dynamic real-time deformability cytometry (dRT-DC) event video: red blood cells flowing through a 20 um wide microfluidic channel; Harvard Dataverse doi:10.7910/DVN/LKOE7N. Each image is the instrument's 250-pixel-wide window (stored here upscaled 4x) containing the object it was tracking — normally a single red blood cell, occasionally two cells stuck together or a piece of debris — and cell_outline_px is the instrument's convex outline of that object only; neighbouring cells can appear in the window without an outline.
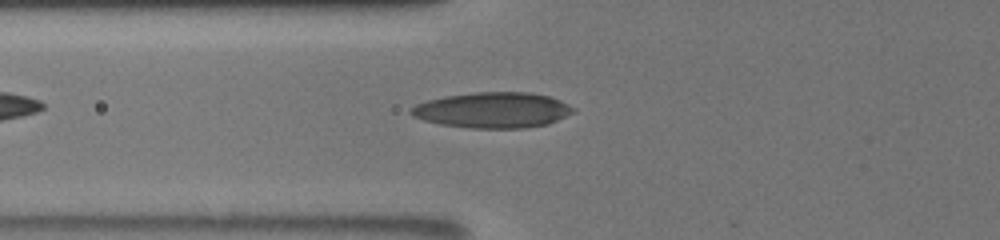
{"species": "human", "species_latin": "Homo sapiens", "temperature_condition": "room temperature", "stored_images_in_passage": 43, "camera_frame_rate_fps": 3000, "um_per_image_px": 0.085, "donor": {"sex": "male"}, "frame": {"image": 1, "passage_image": 9, "time_ms": 2.0, "image_size_px": [1000, 240], "cell_outline_px": [[576, 112], [548, 124], [524, 128], [472, 128], [440, 124], [424, 120], [412, 116], [408, 112], [408, 108], [416, 104], [428, 100], [444, 96], [476, 92], [528, 92], [548, 96], [560, 100], [576, 108]], "centroid_in_image_um": [41.88, 9.36], "position_along_channel_um": 83.9, "area_um2": 33.87}}
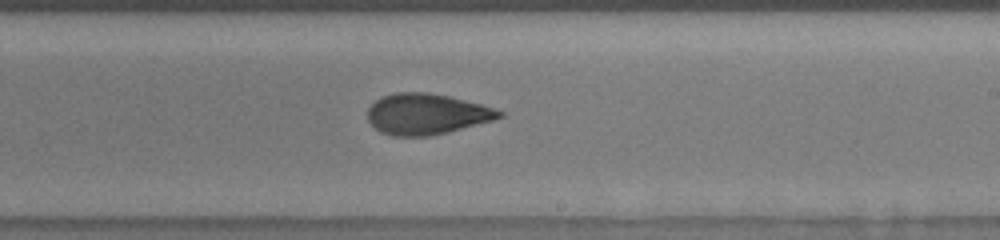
{"frame": {"image": 2, "passage_image": 26, "time_ms": 6.333, "image_size_px": [1000, 240], "cell_outline_px": [[504, 116], [492, 120], [448, 132], [428, 136], [392, 136], [380, 132], [368, 120], [368, 108], [376, 100], [384, 96], [396, 92], [428, 92], [448, 96], [480, 104], [504, 112]], "centroid_in_image_um": [36.24, 9.7], "position_along_channel_um": 252.8, "area_um2": 31.04}}
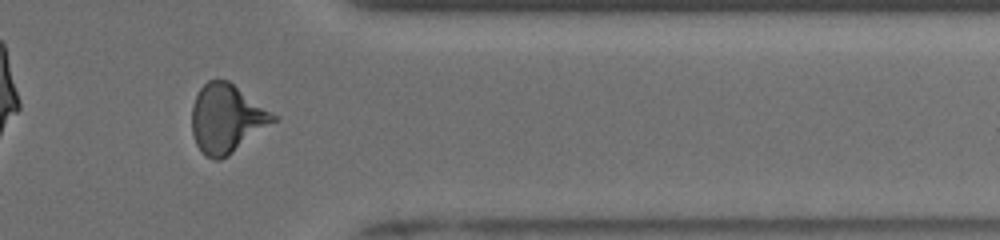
{"frame": {"image": 3, "passage_image": 38, "time_ms": 10.0, "image_size_px": [1000, 240], "cell_outline_px": [[276, 120], [228, 156], [220, 160], [212, 160], [204, 156], [196, 144], [192, 132], [192, 104], [200, 88], [208, 80], [228, 80], [276, 116]], "centroid_in_image_um": [19.21, 10.1], "position_along_channel_um": 392.2, "area_um2": 32.08}, "authors_computed_cell_mechanics": {"area_um2": 31.2698, "velocity_mm_per_s": 3.9139, "shape_relaxation_time_tau1_ms": 4.5172, "shape_relaxation_time_tau2_ms": 1.8459, "deformation_change_tau1": 0.1566, "deformation_change_tau2": 0.0877}}